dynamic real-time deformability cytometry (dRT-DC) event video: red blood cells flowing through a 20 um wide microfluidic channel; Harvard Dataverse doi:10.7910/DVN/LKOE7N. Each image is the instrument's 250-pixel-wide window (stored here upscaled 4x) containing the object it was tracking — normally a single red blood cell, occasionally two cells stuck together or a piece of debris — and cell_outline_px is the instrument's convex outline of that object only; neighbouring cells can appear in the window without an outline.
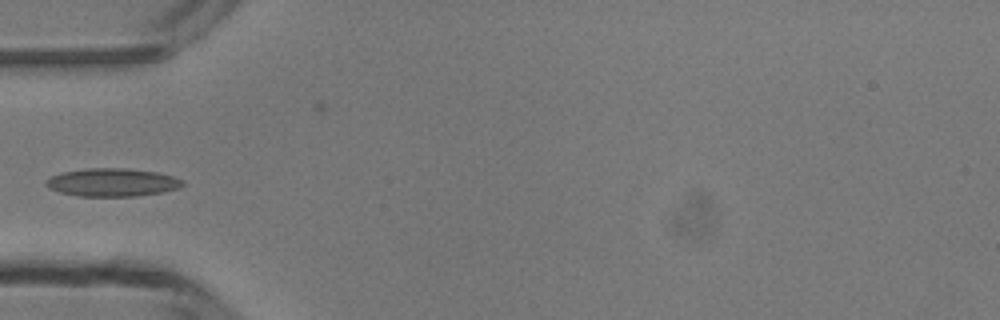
{"species": "common noctule bat (a hibernating species)", "species_latin": "Nyctalus noctula", "temperature_condition": "room temperature", "stored_images_in_passage": 4, "camera_frame_rate_fps": 3000, "um_per_image_px": 0.085, "animal": {"sex": "male", "body_mass_g": 13.3}, "frame": {"image": 1, "passage_image": 4, "time_ms": 3.333, "image_size_px": [1000, 320], "cell_outline_px": [[184, 184], [180, 188], [164, 192], [136, 196], [80, 196], [60, 192], [48, 188], [44, 184], [44, 180], [52, 176], [64, 172], [84, 168], [128, 168], [156, 172], [172, 176], [184, 180]], "centroid_in_image_um": [9.55, 15.5], "position_along_channel_um": 75.4, "area_um2": 22.48}}